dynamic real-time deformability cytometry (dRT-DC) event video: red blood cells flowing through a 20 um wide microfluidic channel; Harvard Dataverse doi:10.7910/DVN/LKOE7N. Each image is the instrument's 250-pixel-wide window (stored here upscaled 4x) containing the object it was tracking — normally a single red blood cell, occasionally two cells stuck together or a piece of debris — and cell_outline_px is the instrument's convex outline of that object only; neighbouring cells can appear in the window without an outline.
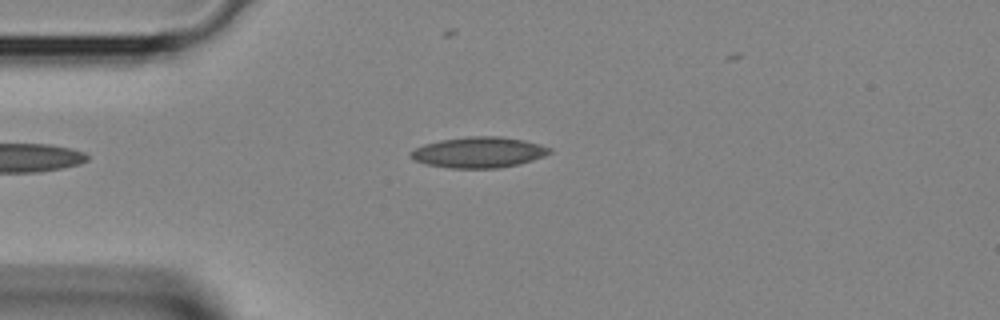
{"species": "Egyptian fruit bat (a non-hibernating species)", "species_latin": "Rousettus aegyptiacus", "temperature_condition": "room temperature", "stored_images_in_passage": 31, "camera_frame_rate_fps": 3000, "um_per_image_px": 0.085, "animal": {"sex": "female"}, "frame": {"image": 1, "passage_image": 6, "time_ms": 1.667, "image_size_px": [1000, 320], "cell_outline_px": [[552, 152], [544, 156], [520, 164], [500, 168], [448, 168], [424, 164], [408, 156], [408, 152], [424, 144], [440, 140], [468, 136], [500, 136], [524, 140], [540, 144], [552, 148]], "centroid_in_image_um": [40.69, 12.95], "position_along_channel_um": 44.3, "area_um2": 25.14}}
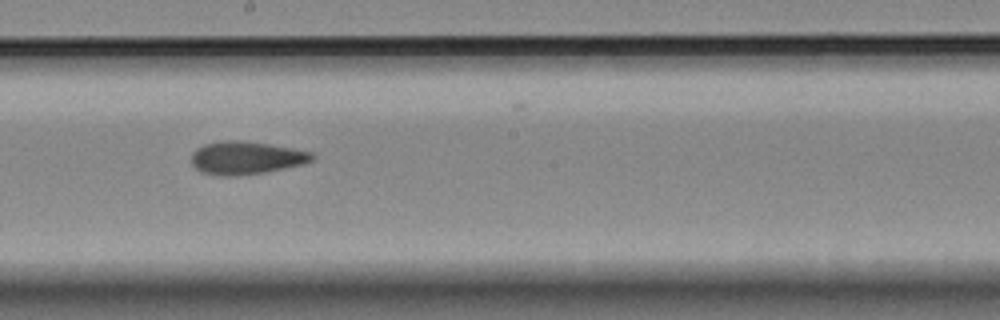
{"frame": {"image": 2, "passage_image": 18, "time_ms": 5.667, "image_size_px": [1000, 320], "cell_outline_px": [[316, 156], [312, 160], [304, 164], [264, 172], [232, 176], [224, 176], [200, 172], [192, 164], [192, 152], [196, 148], [204, 144], [224, 140], [240, 140], [268, 144], [292, 148], [312, 152]], "centroid_in_image_um": [20.91, 13.41], "position_along_channel_um": 227.3, "area_um2": 23.12}}
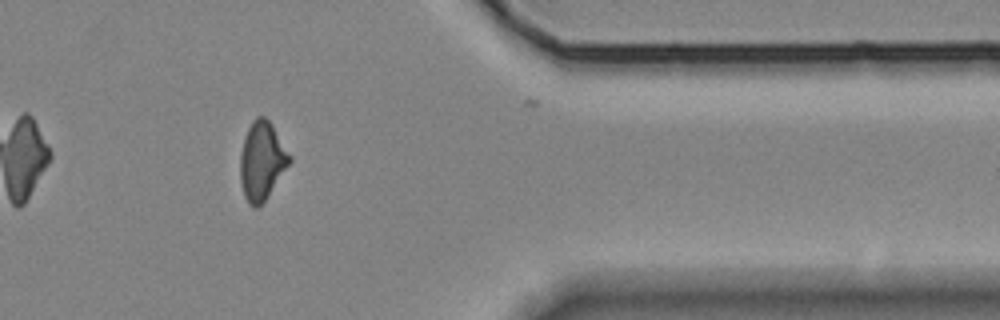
{"frame": {"image": 3, "passage_image": 29, "time_ms": 9.333, "image_size_px": [1000, 320], "cell_outline_px": [[292, 160], [264, 200], [256, 208], [252, 208], [248, 204], [244, 196], [240, 180], [240, 156], [244, 140], [248, 128], [252, 120], [256, 116], [264, 116], [272, 124], [292, 156]], "centroid_in_image_um": [22.26, 13.66], "position_along_channel_um": 389.1, "area_um2": 22.37}}